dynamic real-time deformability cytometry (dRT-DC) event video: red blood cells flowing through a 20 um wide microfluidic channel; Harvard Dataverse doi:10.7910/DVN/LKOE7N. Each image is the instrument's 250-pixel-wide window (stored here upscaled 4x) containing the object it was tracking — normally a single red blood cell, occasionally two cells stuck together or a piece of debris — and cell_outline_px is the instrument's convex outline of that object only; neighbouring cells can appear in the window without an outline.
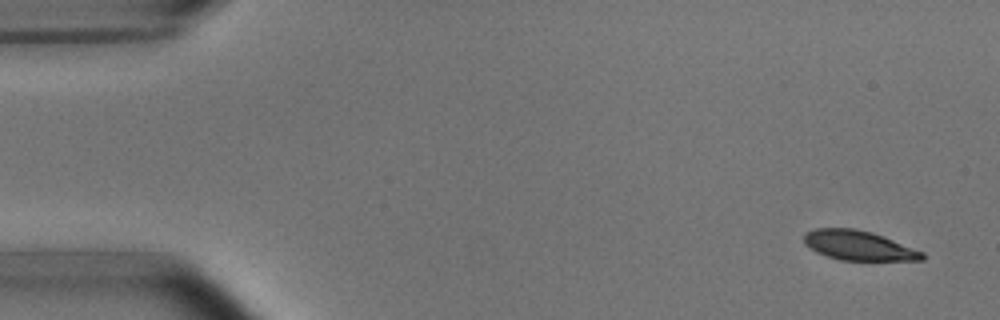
{"species": "common noctule bat (a hibernating species)", "species_latin": "Nyctalus noctula", "temperature_condition": "room temperature", "stored_images_in_passage": 5, "camera_frame_rate_fps": 3000, "um_per_image_px": 0.085, "animal": {"sex": "male", "body_mass_g": 15.6}, "frame": {"image": 1, "passage_image": 1, "time_ms": 0.0, "image_size_px": [1000, 320], "cell_outline_px": [[924, 260], [840, 260], [816, 252], [804, 244], [804, 232], [812, 228], [856, 228], [872, 232], [884, 236], [924, 252]], "centroid_in_image_um": [72.95, 20.85], "position_along_channel_um": 12.0, "area_um2": 20.52}}
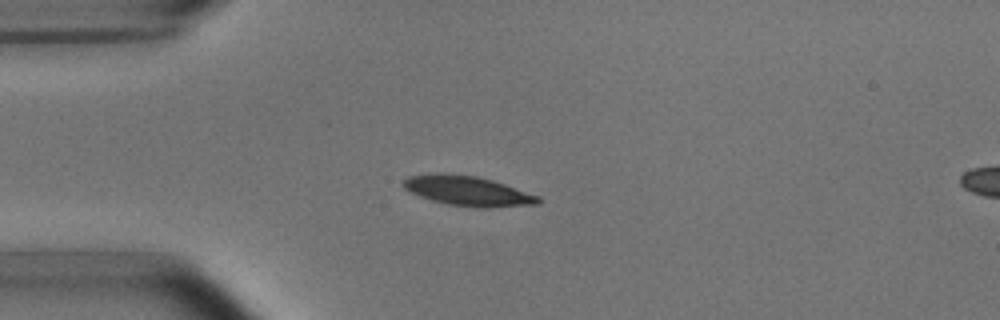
{"frame": {"image": 2, "passage_image": 4, "time_ms": 3.667, "image_size_px": [1000, 320], "cell_outline_px": [[540, 204], [488, 208], [480, 208], [448, 204], [432, 200], [420, 196], [404, 188], [404, 180], [408, 176], [440, 172], [476, 176], [492, 180], [540, 196]], "centroid_in_image_um": [39.79, 16.23], "position_along_channel_um": 45.2, "area_um2": 23.35}}